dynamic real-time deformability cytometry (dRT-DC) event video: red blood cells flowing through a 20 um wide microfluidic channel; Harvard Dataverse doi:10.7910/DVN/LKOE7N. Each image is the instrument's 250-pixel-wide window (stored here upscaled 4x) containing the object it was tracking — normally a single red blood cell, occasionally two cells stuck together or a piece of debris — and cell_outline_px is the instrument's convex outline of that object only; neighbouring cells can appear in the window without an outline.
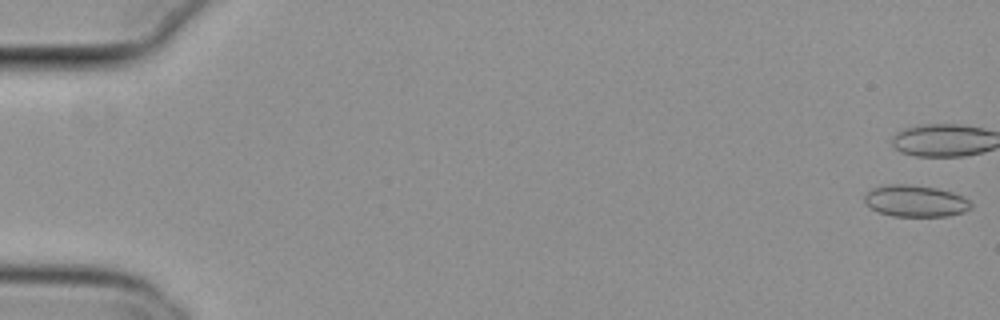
{"species": "common noctule bat (a hibernating species)", "species_latin": "Nyctalus noctula", "temperature_condition": "cold", "stored_images_in_passage": 16, "camera_frame_rate_fps": 3000, "um_per_image_px": 0.085, "animal": {"sex": "female", "body_mass_g": 29.2, "forearm_length_mm": 56.3}, "frame": {"image": 1, "passage_image": 1, "time_ms": 0.0, "image_size_px": [1000, 320], "cell_outline_px": [[972, 208], [964, 212], [948, 216], [892, 216], [880, 212], [872, 208], [864, 200], [864, 196], [872, 188], [892, 184], [908, 184], [936, 188], [952, 192], [968, 200], [972, 204]], "centroid_in_image_um": [77.83, 17.09], "position_along_channel_um": 7.2, "area_um2": 19.42}}